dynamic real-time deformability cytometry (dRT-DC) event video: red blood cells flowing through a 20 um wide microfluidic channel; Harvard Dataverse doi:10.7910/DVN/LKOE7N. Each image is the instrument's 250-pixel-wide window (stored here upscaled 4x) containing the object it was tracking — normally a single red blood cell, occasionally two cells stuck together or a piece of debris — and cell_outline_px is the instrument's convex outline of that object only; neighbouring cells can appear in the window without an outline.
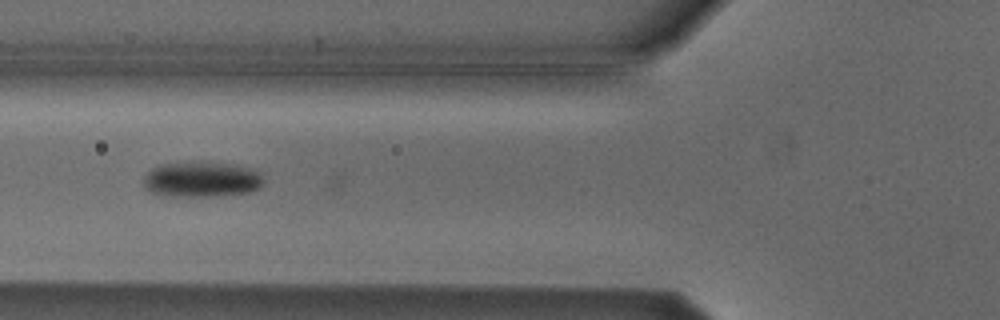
{"species": "Egyptian fruit bat (a non-hibernating species)", "species_latin": "Rousettus aegyptiacus", "temperature_condition": "cold", "stored_images_in_passage": 8, "camera_frame_rate_fps": 3000, "um_per_image_px": 0.085, "animal": {"sex": "male"}, "frame": {"image": 1, "passage_image": 6, "time_ms": 5.667, "image_size_px": [1000, 320], "cell_outline_px": [[264, 180], [260, 188], [248, 192], [212, 196], [172, 196], [152, 192], [144, 184], [144, 176], [152, 168], [160, 164], [212, 160], [236, 164], [260, 172]], "centroid_in_image_um": [17.18, 15.21], "position_along_channel_um": 108.6, "area_um2": 25.09}}
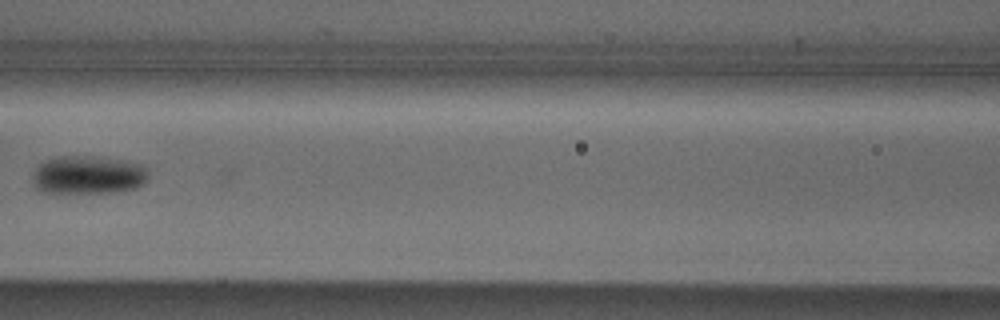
{"frame": {"image": 2, "passage_image": 7, "time_ms": 7.0, "image_size_px": [1000, 320], "cell_outline_px": [[148, 180], [144, 184], [136, 188], [116, 192], [56, 196], [40, 192], [36, 188], [32, 180], [32, 176], [36, 168], [40, 164], [48, 160], [64, 156], [84, 156], [116, 160], [140, 164], [144, 168], [148, 176]], "centroid_in_image_um": [7.41, 14.96], "position_along_channel_um": 159.2, "area_um2": 26.47}}
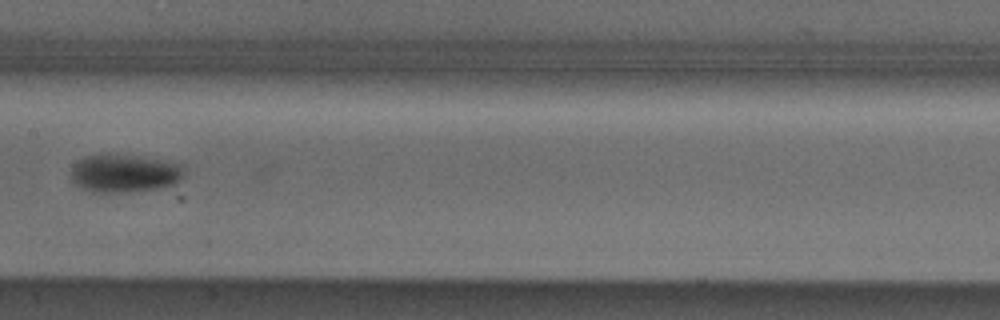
{"frame": {"image": 3, "passage_image": 8, "time_ms": 8.0, "image_size_px": [1000, 320], "cell_outline_px": [[184, 176], [180, 180], [172, 184], [156, 188], [128, 192], [92, 192], [72, 184], [72, 164], [88, 156], [132, 156], [160, 160], [180, 164], [184, 172]], "centroid_in_image_um": [10.54, 14.77], "position_along_channel_um": 196.9, "area_um2": 24.39}}